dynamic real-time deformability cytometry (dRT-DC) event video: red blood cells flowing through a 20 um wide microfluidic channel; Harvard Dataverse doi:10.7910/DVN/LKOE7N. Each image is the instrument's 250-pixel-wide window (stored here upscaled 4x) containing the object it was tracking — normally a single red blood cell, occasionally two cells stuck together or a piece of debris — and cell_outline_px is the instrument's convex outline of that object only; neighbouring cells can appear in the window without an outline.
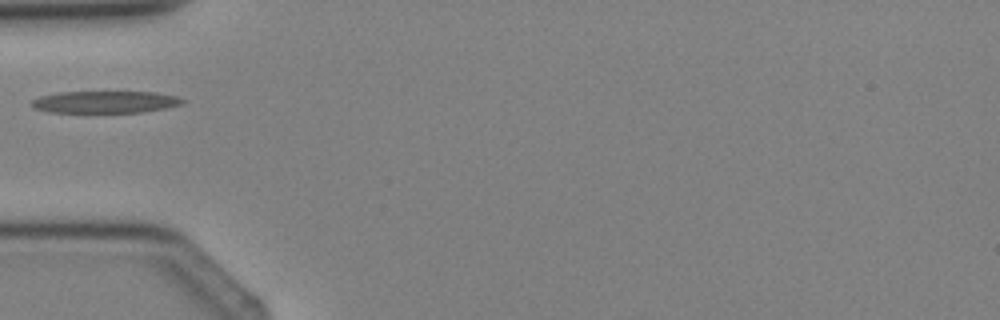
{"species": "Egyptian fruit bat (a non-hibernating species)", "species_latin": "Rousettus aegyptiacus", "temperature_condition": "cold", "stored_images_in_passage": 3, "camera_frame_rate_fps": 3000, "um_per_image_px": 0.085, "animal": {"sex": "female"}, "frame": {"image": 1, "passage_image": 3, "time_ms": 2.333, "image_size_px": [1000, 320], "cell_outline_px": [[184, 100], [180, 104], [164, 108], [140, 112], [92, 116], [48, 112], [32, 108], [28, 104], [32, 100], [40, 96], [60, 92], [156, 92], [176, 96]], "centroid_in_image_um": [8.79, 8.73], "position_along_channel_um": 76.2, "area_um2": 20.58}}